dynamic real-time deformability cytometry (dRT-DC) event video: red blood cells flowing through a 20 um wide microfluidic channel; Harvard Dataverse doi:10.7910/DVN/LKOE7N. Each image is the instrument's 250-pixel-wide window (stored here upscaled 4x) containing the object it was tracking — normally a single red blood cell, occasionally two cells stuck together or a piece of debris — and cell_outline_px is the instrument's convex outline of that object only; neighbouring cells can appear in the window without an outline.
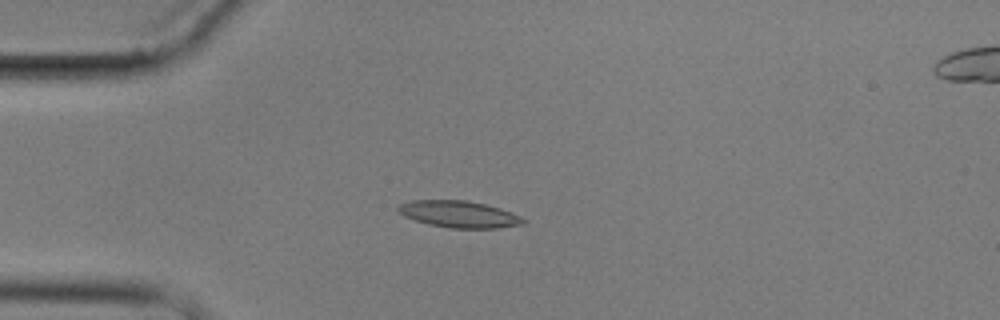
{"species": "common noctule bat (a hibernating species)", "species_latin": "Nyctalus noctula", "temperature_condition": "cold", "stored_images_in_passage": 14, "camera_frame_rate_fps": 3000, "um_per_image_px": 0.085, "animal": {"sex": "male", "body_mass_g": 17.9}, "frame": {"image": 1, "passage_image": 3, "time_ms": 4.333, "image_size_px": [1000, 320], "cell_outline_px": [[528, 220], [524, 224], [500, 228], [452, 228], [428, 224], [404, 216], [396, 212], [396, 208], [400, 204], [412, 200], [464, 200], [484, 204], [500, 208], [512, 212]], "centroid_in_image_um": [39.03, 18.21], "position_along_channel_um": 46.0, "area_um2": 19.59}}
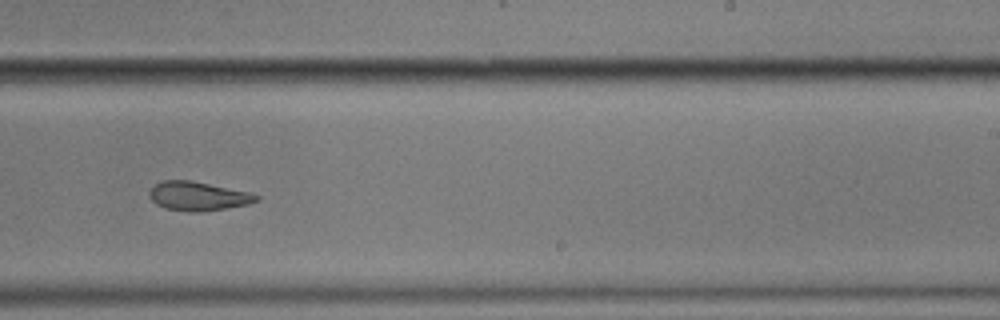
{"frame": {"image": 2, "passage_image": 9, "time_ms": 11.333, "image_size_px": [1000, 320], "cell_outline_px": [[260, 200], [248, 204], [200, 212], [192, 212], [164, 208], [156, 204], [148, 196], [148, 192], [156, 184], [164, 180], [188, 180], [248, 192], [260, 196]], "centroid_in_image_um": [16.8, 16.68], "position_along_channel_um": 272.2, "area_um2": 17.8}}
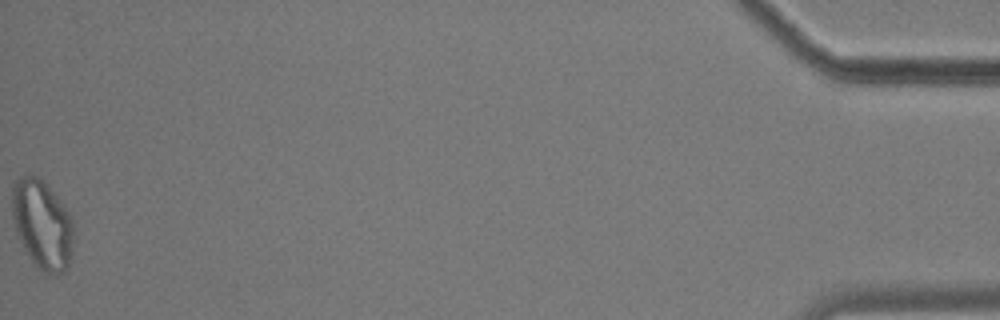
{"frame": {"image": 3, "passage_image": 14, "time_ms": 18.667, "image_size_px": [1000, 320], "cell_outline_px": [[72, 256], [64, 272], [56, 276], [40, 272], [36, 268], [28, 256], [16, 232], [12, 216], [12, 184], [24, 172], [28, 172], [40, 176], [56, 196], [68, 212], [72, 220]], "centroid_in_image_um": [3.56, 19.07], "position_along_channel_um": 431.6, "area_um2": 32.43}, "authors_computed_cell_mechanics": {"area_um2": 18.8717, "velocity_mm_per_s": 3.4652, "shape_relaxation_time_tau1_ms": null, "shape_relaxation_time_tau2_ms": 4.7928, "deformation_change_tau1": null, "deformation_change_tau2": 0.1257}}